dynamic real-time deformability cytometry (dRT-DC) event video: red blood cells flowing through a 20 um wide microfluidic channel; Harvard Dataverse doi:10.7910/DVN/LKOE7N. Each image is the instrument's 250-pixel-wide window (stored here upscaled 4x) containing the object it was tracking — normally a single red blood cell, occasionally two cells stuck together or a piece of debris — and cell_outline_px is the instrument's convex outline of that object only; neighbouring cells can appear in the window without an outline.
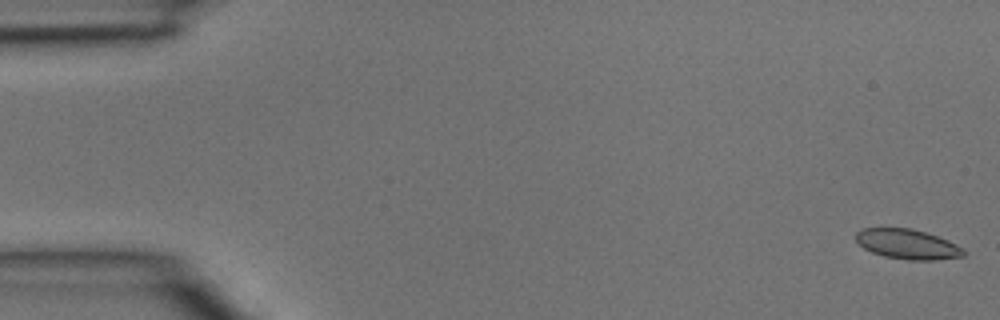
{"species": "common noctule bat (a hibernating species)", "species_latin": "Nyctalus noctula", "temperature_condition": "room temperature", "stored_images_in_passage": 3, "camera_frame_rate_fps": 3000, "um_per_image_px": 0.085, "animal": {"sex": "male", "body_mass_g": 15.6}, "frame": {"image": 1, "passage_image": 1, "time_ms": 0.0, "image_size_px": [1000, 320], "cell_outline_px": [[964, 256], [932, 260], [908, 260], [884, 256], [872, 252], [864, 248], [856, 240], [856, 232], [860, 228], [912, 228], [948, 240], [964, 248]], "centroid_in_image_um": [77.12, 20.75], "position_along_channel_um": 7.9, "area_um2": 18.67}}